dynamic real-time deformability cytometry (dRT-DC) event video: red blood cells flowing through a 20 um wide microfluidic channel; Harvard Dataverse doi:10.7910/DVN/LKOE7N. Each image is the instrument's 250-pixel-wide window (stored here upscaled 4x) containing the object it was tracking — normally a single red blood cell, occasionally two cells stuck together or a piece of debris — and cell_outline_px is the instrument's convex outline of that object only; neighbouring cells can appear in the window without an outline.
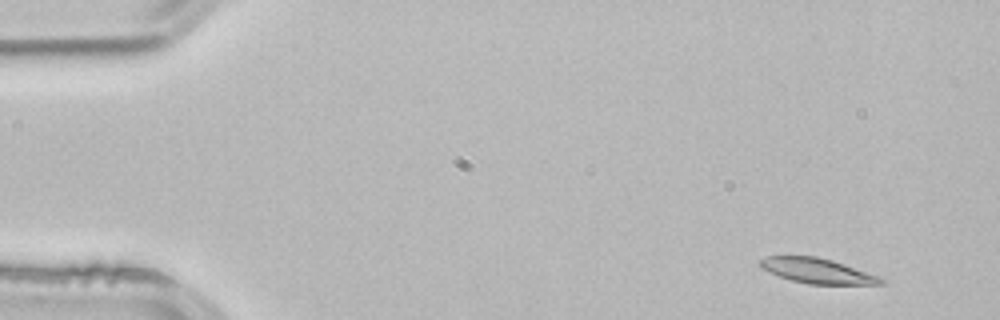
{"species": "common noctule bat (a hibernating species)", "species_latin": "Nyctalus noctula", "temperature_condition": "room temperature", "stored_images_in_passage": 4, "camera_frame_rate_fps": 3000, "um_per_image_px": 0.085, "animal": {"sex": "male", "body_mass_g": 21.5, "forearm_length_mm": 52.0}, "frame": {"image": 1, "passage_image": 1, "time_ms": 0.0, "image_size_px": [1000, 320], "cell_outline_px": [[884, 284], [808, 284], [792, 280], [768, 272], [760, 268], [756, 264], [760, 260], [768, 256], [816, 256], [832, 260], [880, 276], [884, 280]], "centroid_in_image_um": [69.44, 23.01], "position_along_channel_um": 15.6, "area_um2": 17.63}}